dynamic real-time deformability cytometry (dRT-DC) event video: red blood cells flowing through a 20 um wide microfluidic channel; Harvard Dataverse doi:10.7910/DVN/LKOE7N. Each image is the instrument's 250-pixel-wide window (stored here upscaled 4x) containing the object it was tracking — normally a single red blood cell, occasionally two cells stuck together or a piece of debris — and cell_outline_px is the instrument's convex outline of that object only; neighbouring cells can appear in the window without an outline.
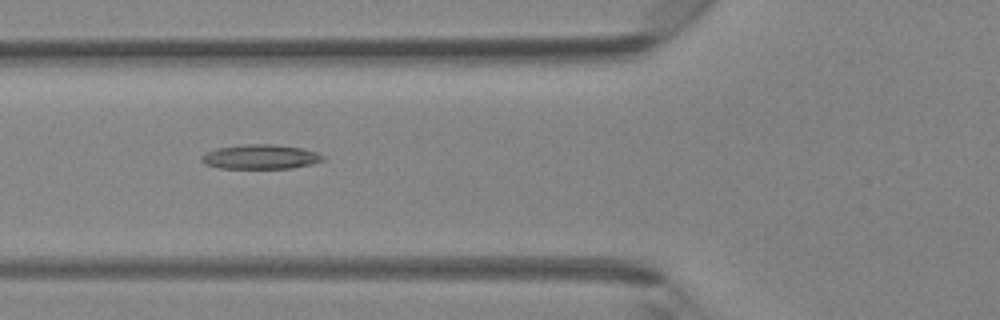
{"species": "Egyptian fruit bat (a non-hibernating species)", "species_latin": "Rousettus aegyptiacus", "temperature_condition": "room temperature", "stored_images_in_passage": 41, "camera_frame_rate_fps": 3000, "um_per_image_px": 0.085, "animal": {"sex": "female"}, "frame": {"image": 1, "passage_image": 15, "time_ms": 4.667, "image_size_px": [1000, 320], "cell_outline_px": [[324, 160], [292, 168], [220, 168], [204, 164], [200, 160], [200, 156], [204, 152], [216, 148], [244, 144], [272, 144], [304, 148], [316, 152], [324, 156]], "centroid_in_image_um": [22.08, 13.32], "position_along_channel_um": 103.7, "area_um2": 17.4}}
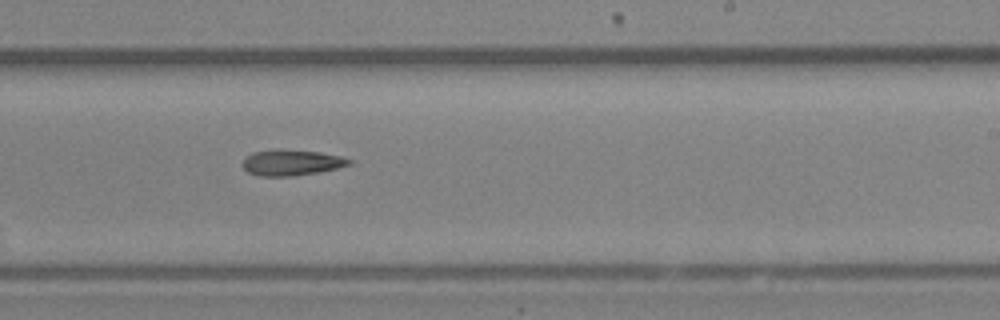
{"frame": {"image": 2, "passage_image": 25, "time_ms": 8.0, "image_size_px": [1000, 320], "cell_outline_px": [[352, 164], [320, 172], [292, 176], [260, 176], [248, 172], [240, 164], [252, 152], [276, 148], [280, 148], [320, 152], [340, 156], [352, 160]], "centroid_in_image_um": [24.76, 13.8], "position_along_channel_um": 264.2, "area_um2": 16.24}}
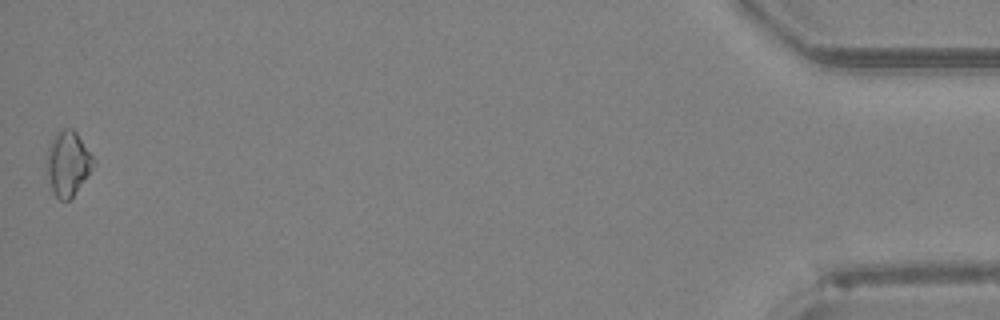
{"frame": {"image": 3, "passage_image": 41, "time_ms": 13.333, "image_size_px": [1000, 320], "cell_outline_px": [[96, 160], [92, 168], [72, 196], [68, 200], [60, 200], [52, 192], [44, 172], [44, 164], [48, 144], [56, 132], [64, 128], [72, 128], [76, 132]], "centroid_in_image_um": [5.69, 13.87], "position_along_channel_um": 429.5, "area_um2": 17.98}}